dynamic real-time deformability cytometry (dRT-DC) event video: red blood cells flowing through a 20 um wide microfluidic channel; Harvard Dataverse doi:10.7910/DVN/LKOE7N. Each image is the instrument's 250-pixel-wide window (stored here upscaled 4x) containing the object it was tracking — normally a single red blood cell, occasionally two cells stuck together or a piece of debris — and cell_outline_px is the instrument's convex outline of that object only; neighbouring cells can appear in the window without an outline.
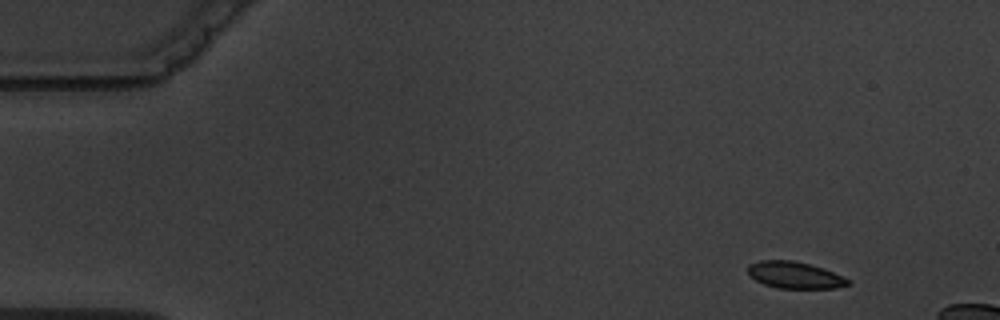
{"species": "common noctule bat (a hibernating species)", "species_latin": "Nyctalus noctula", "temperature_condition": "warm", "stored_images_in_passage": 5, "camera_frame_rate_fps": 3000, "um_per_image_px": 0.085, "animal": {"sex": "male", "body_mass_g": 19.5, "forearm_length_mm": 54.6}, "frame": {"image": 1, "passage_image": 1, "time_ms": 0.0, "image_size_px": [1000, 320], "cell_outline_px": [[848, 284], [836, 288], [776, 288], [764, 284], [756, 280], [748, 272], [748, 264], [760, 260], [792, 260], [824, 268], [844, 276], [848, 280]], "centroid_in_image_um": [67.54, 23.37], "position_along_channel_um": 17.5, "area_um2": 15.49}}
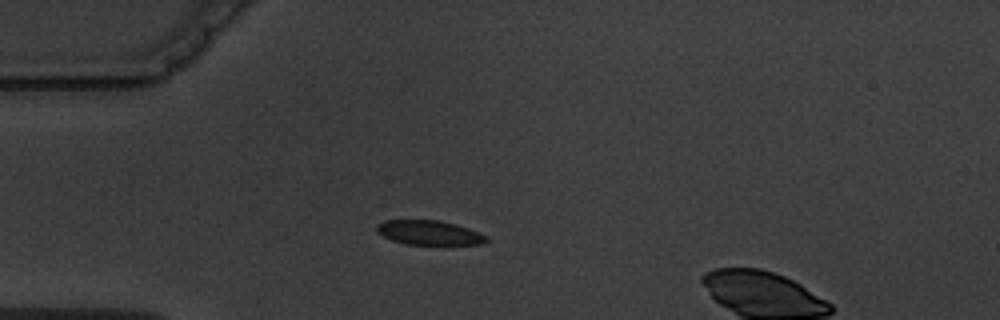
{"frame": {"image": 2, "passage_image": 4, "time_ms": 3.333, "image_size_px": [1000, 320], "cell_outline_px": [[488, 240], [484, 244], [408, 244], [392, 240], [376, 232], [376, 224], [384, 220], [436, 220], [456, 224], [468, 228], [484, 236]], "centroid_in_image_um": [36.42, 19.77], "position_along_channel_um": 48.6, "area_um2": 15.37}}